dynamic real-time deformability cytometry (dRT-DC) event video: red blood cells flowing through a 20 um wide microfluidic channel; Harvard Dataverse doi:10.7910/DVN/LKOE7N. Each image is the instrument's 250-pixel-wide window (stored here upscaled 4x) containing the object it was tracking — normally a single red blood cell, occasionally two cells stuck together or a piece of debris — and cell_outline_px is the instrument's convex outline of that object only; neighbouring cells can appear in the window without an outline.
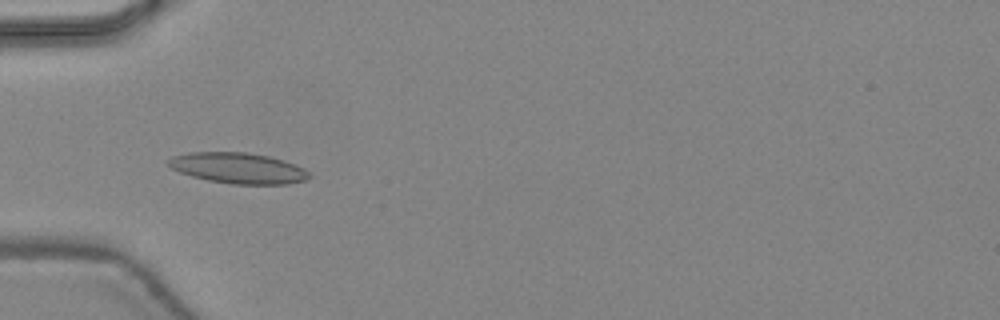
{"species": "common noctule bat (a hibernating species)", "species_latin": "Nyctalus noctula", "temperature_condition": "warm", "stored_images_in_passage": 41, "camera_frame_rate_fps": 3000, "um_per_image_px": 0.085, "animal": {"sex": "female", "body_mass_g": 24.6, "forearm_length_mm": 56.2}, "frame": {"image": 1, "passage_image": 10, "time_ms": 3.0, "image_size_px": [1000, 320], "cell_outline_px": [[312, 176], [304, 180], [288, 184], [232, 184], [208, 180], [192, 176], [180, 172], [172, 168], [168, 164], [168, 160], [172, 156], [188, 152], [248, 152], [268, 156], [284, 160], [296, 164], [304, 168]], "centroid_in_image_um": [20.26, 14.28], "position_along_channel_um": 64.7, "area_um2": 25.26}}
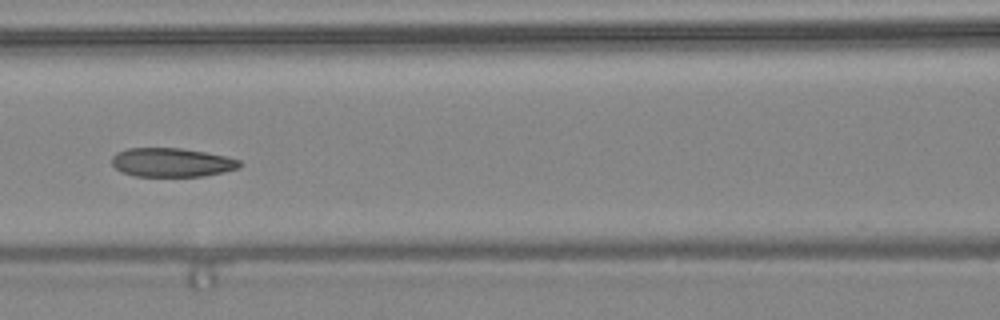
{"frame": {"image": 2, "passage_image": 16, "time_ms": 5.0, "image_size_px": [1000, 320], "cell_outline_px": [[244, 164], [240, 168], [224, 172], [204, 176], [136, 176], [120, 172], [112, 164], [112, 156], [116, 152], [128, 148], [180, 148], [204, 152], [224, 156], [240, 160]], "centroid_in_image_um": [14.61, 13.81], "position_along_channel_um": 152.0, "area_um2": 21.62}}
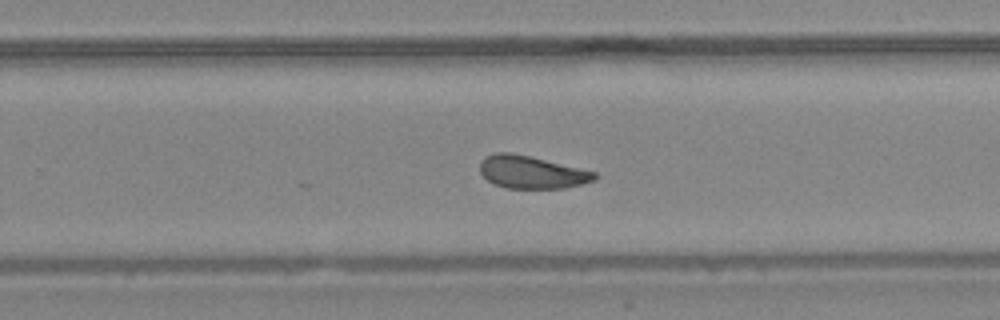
{"frame": {"image": 3, "passage_image": 25, "time_ms": 8.0, "image_size_px": [1000, 320], "cell_outline_px": [[596, 180], [564, 188], [508, 188], [496, 184], [488, 180], [480, 172], [480, 160], [484, 156], [496, 152], [512, 152], [596, 172]], "centroid_in_image_um": [45.15, 14.62], "position_along_channel_um": 284.6, "area_um2": 21.62}, "authors_computed_cell_mechanics": {"area_um2": 22.831, "velocity_mm_per_s": 4.4402, "shape_relaxation_time_tau1_ms": 5.0291, "shape_relaxation_time_tau2_ms": 1.9954, "deformation_change_tau1": 0.1415, "deformation_change_tau2": 0.0803}}